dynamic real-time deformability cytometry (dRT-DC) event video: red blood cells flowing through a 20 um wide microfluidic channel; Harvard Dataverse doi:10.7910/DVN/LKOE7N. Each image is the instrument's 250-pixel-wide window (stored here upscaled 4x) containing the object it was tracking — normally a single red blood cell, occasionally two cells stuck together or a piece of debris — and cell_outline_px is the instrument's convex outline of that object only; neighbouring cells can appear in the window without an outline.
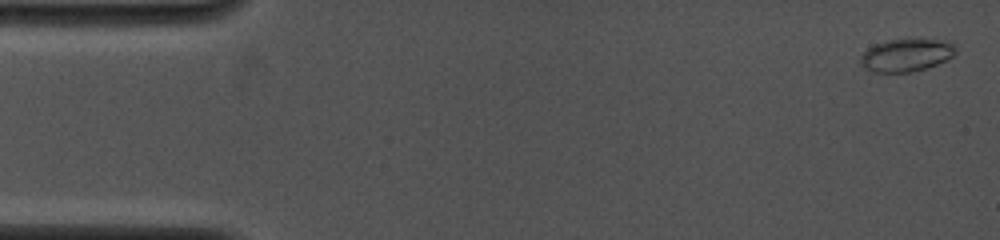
{"species": "common noctule bat (a hibernating species)", "species_latin": "Nyctalus noctula", "temperature_condition": "cold", "stored_images_in_passage": 9, "camera_frame_rate_fps": 4000, "um_per_image_px": 0.085, "animal": {"sex": "female", "body_mass_g": 19.0, "forearm_length_mm": 53.3}, "frame": {"image": 1, "passage_image": 1, "time_ms": 0.0, "image_size_px": [1000, 240], "cell_outline_px": [[956, 52], [948, 60], [928, 68], [912, 72], [872, 72], [864, 68], [860, 64], [860, 56], [872, 44], [888, 40], [944, 40], [956, 44]], "centroid_in_image_um": [77.03, 4.7], "position_along_channel_um": 8.0, "area_um2": 18.32}}
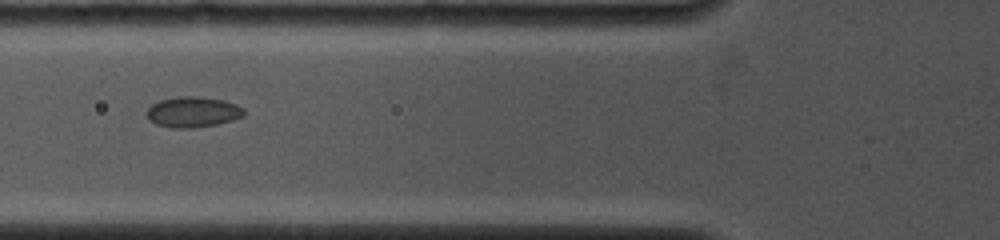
{"frame": {"image": 2, "passage_image": 8, "time_ms": 5.5, "image_size_px": [1000, 240], "cell_outline_px": [[244, 116], [232, 120], [216, 124], [192, 128], [172, 128], [156, 124], [148, 120], [144, 112], [152, 104], [160, 100], [176, 96], [196, 96], [224, 100], [236, 104], [244, 108]], "centroid_in_image_um": [16.36, 9.51], "position_along_channel_um": 109.4, "area_um2": 17.51}}
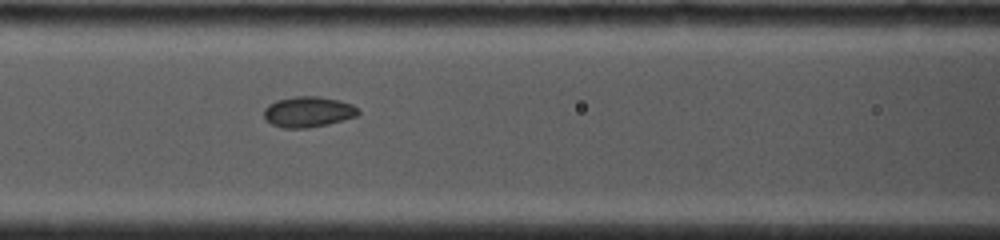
{"frame": {"image": 3, "passage_image": 9, "time_ms": 6.25, "image_size_px": [1000, 240], "cell_outline_px": [[360, 112], [356, 116], [344, 120], [328, 124], [308, 128], [280, 128], [264, 120], [264, 108], [268, 104], [276, 100], [296, 96], [320, 96], [340, 100], [352, 104], [360, 108]], "centroid_in_image_um": [26.19, 9.5], "position_along_channel_um": 140.4, "area_um2": 17.17}}